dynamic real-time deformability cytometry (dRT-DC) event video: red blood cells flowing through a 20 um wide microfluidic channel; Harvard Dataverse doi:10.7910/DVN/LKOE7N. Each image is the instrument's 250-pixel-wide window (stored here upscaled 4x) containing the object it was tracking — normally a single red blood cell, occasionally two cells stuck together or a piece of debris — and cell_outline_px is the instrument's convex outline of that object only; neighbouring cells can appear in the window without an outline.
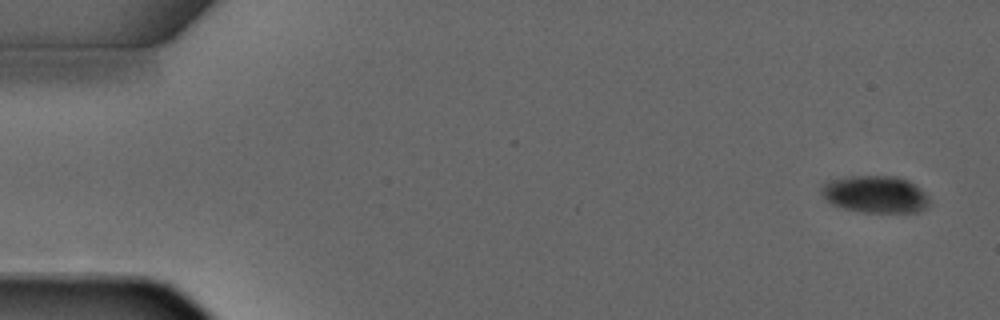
{"species": "common noctule bat (a hibernating species)", "species_latin": "Nyctalus noctula", "temperature_condition": "warm", "stored_images_in_passage": 4, "camera_frame_rate_fps": 3000, "um_per_image_px": 0.085, "animal": {"sex": "male", "forearm_length_mm": 52.5}, "frame": {"image": 1, "passage_image": 1, "time_ms": 0.0, "image_size_px": [1000, 320], "cell_outline_px": [[928, 204], [920, 212], [864, 212], [844, 208], [832, 204], [820, 192], [820, 184], [828, 180], [848, 176], [896, 176], [908, 180], [916, 184], [924, 192], [928, 200]], "centroid_in_image_um": [74.37, 16.5], "position_along_channel_um": 10.6, "area_um2": 23.41}}
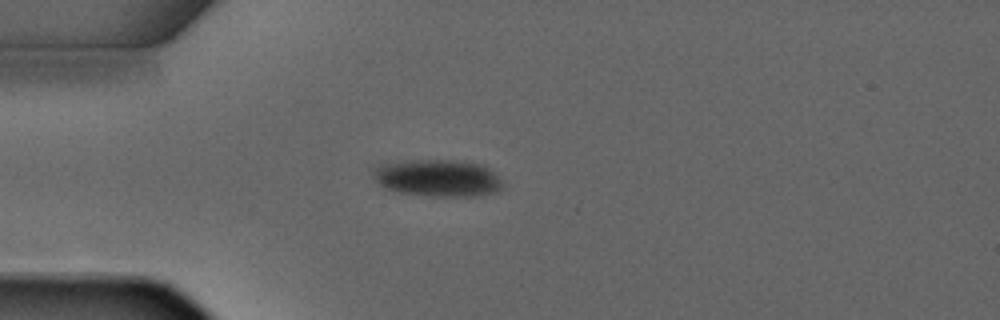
{"frame": {"image": 2, "passage_image": 4, "time_ms": 3.333, "image_size_px": [1000, 320], "cell_outline_px": [[500, 188], [496, 192], [476, 196], [428, 196], [400, 192], [384, 188], [372, 176], [372, 168], [380, 164], [404, 160], [456, 160], [484, 164], [500, 180]], "centroid_in_image_um": [37.15, 15.12], "position_along_channel_um": 47.9, "area_um2": 28.03}}